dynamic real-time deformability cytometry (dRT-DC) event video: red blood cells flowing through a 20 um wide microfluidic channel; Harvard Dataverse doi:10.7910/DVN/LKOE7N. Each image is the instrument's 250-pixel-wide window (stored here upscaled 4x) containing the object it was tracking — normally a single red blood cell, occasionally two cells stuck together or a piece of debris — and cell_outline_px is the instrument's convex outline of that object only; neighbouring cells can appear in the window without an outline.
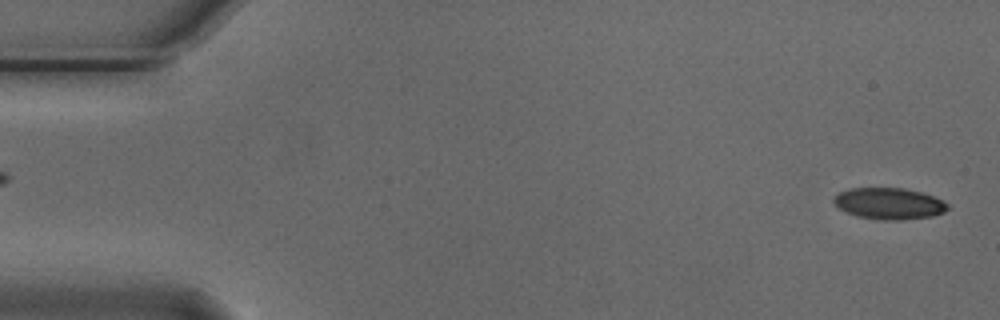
{"species": "Egyptian fruit bat (a non-hibernating species)", "species_latin": "Rousettus aegyptiacus", "temperature_condition": "cold", "stored_images_in_passage": 53, "camera_frame_rate_fps": 3000, "um_per_image_px": 0.085, "animal": {"sex": "male"}, "frame": {"image": 1, "passage_image": 1, "time_ms": 0.0, "image_size_px": [1000, 320], "cell_outline_px": [[948, 208], [944, 212], [932, 216], [900, 220], [880, 220], [856, 216], [840, 208], [832, 200], [840, 192], [848, 188], [904, 188], [920, 192], [932, 196], [948, 204]], "centroid_in_image_um": [75.56, 17.3], "position_along_channel_um": 9.4, "area_um2": 20.63}}
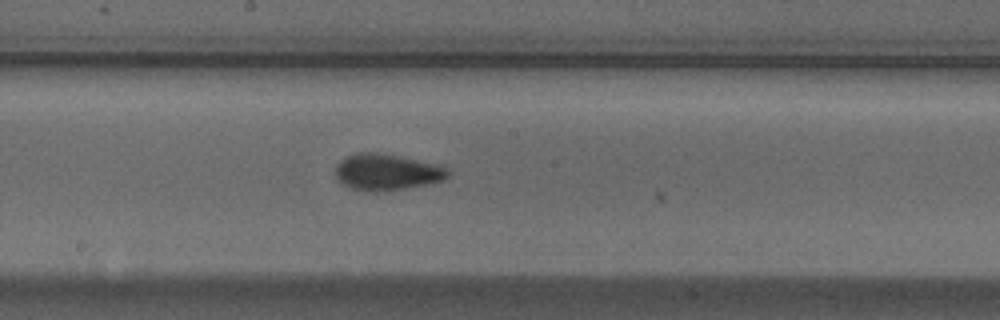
{"frame": {"image": 2, "passage_image": 28, "time_ms": 9.0, "image_size_px": [1000, 320], "cell_outline_px": [[448, 176], [444, 180], [404, 188], [380, 192], [372, 192], [352, 188], [336, 180], [336, 164], [340, 160], [356, 152], [376, 152], [436, 164], [444, 168], [448, 172]], "centroid_in_image_um": [32.8, 14.63], "position_along_channel_um": 215.4, "area_um2": 23.41}}
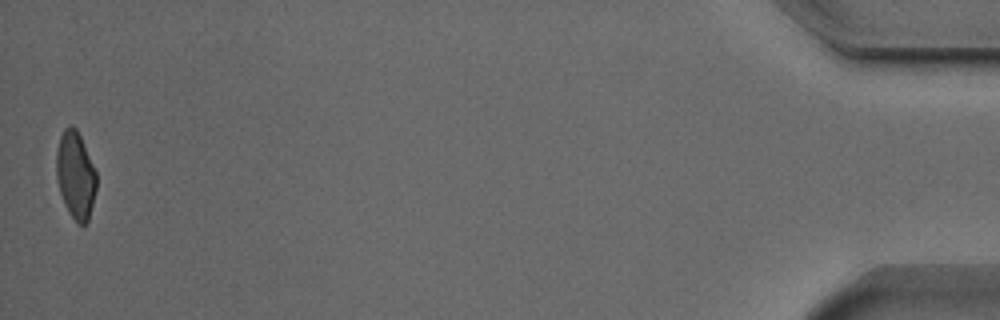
{"frame": {"image": 3, "passage_image": 53, "time_ms": 17.333, "image_size_px": [1000, 320], "cell_outline_px": [[96, 188], [88, 220], [84, 224], [80, 224], [68, 212], [64, 204], [60, 192], [56, 176], [56, 152], [60, 136], [64, 128], [68, 124], [72, 124], [76, 128], [80, 136], [96, 172]], "centroid_in_image_um": [6.4, 14.84], "position_along_channel_um": 428.8, "area_um2": 20.17}, "authors_computed_cell_mechanics": {"area_um2": 21.7906, "velocity_mm_per_s": 3.7476, "shape_relaxation_time_tau1_ms": 3.8437, "shape_relaxation_time_tau2_ms": 0.8867, "deformation_change_tau1": 0.106, "deformation_change_tau2": 0.0628}}